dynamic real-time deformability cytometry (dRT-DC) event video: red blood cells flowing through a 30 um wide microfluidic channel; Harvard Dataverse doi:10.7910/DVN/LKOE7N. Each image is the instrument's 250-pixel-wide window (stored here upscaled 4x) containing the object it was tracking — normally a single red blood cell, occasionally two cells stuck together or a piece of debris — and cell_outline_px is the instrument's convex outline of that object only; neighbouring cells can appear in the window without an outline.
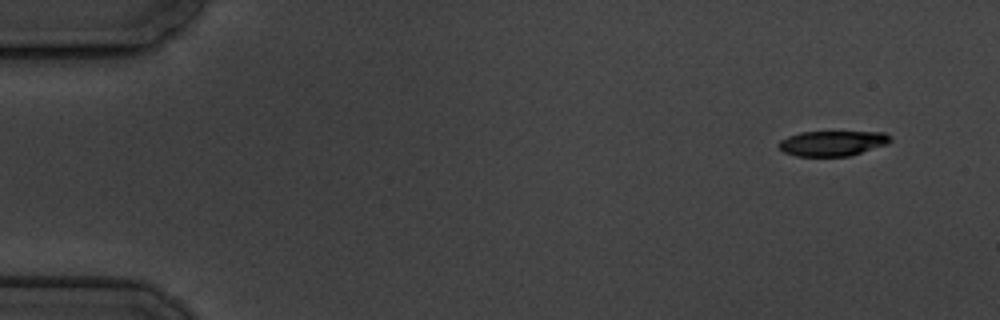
{"species": "common noctule bat (a hibernating species)", "species_latin": "Nyctalus noctula", "temperature_condition": "cold", "stored_images_in_passage": 7, "camera_frame_rate_fps": 3000, "um_per_image_px": 0.085, "animal": {"sex": "male", "body_mass_g": 19.5, "forearm_length_mm": 54.6}, "frame": {"image": 1, "passage_image": 1, "time_ms": 0.0, "image_size_px": [1000, 320], "cell_outline_px": [[892, 140], [888, 144], [848, 156], [796, 156], [784, 152], [776, 144], [780, 140], [788, 136], [800, 132], [884, 132], [892, 136]], "centroid_in_image_um": [70.76, 12.17], "position_along_channel_um": 14.2, "area_um2": 16.42}}
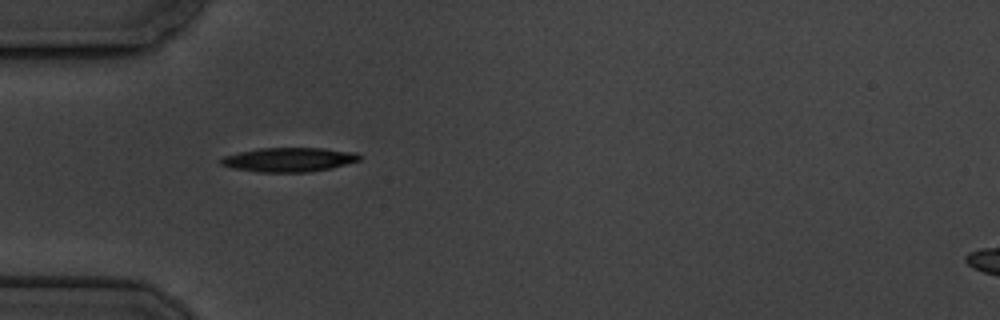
{"frame": {"image": 2, "passage_image": 5, "time_ms": 4.667, "image_size_px": [1000, 320], "cell_outline_px": [[364, 156], [360, 160], [332, 168], [308, 172], [256, 172], [232, 168], [220, 164], [220, 160], [224, 156], [240, 152], [260, 148], [324, 148], [356, 152]], "centroid_in_image_um": [24.6, 13.57], "position_along_channel_um": 60.4, "area_um2": 19.65}}
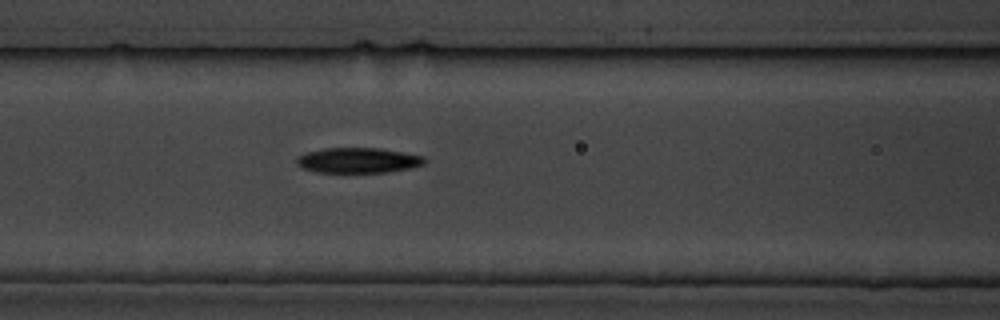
{"frame": {"image": 3, "passage_image": 7, "time_ms": 7.0, "image_size_px": [1000, 320], "cell_outline_px": [[424, 164], [408, 168], [388, 172], [316, 172], [300, 168], [296, 164], [296, 156], [308, 152], [324, 148], [380, 148], [404, 152], [424, 156]], "centroid_in_image_um": [30.39, 13.62], "position_along_channel_um": 136.2, "area_um2": 18.84}}